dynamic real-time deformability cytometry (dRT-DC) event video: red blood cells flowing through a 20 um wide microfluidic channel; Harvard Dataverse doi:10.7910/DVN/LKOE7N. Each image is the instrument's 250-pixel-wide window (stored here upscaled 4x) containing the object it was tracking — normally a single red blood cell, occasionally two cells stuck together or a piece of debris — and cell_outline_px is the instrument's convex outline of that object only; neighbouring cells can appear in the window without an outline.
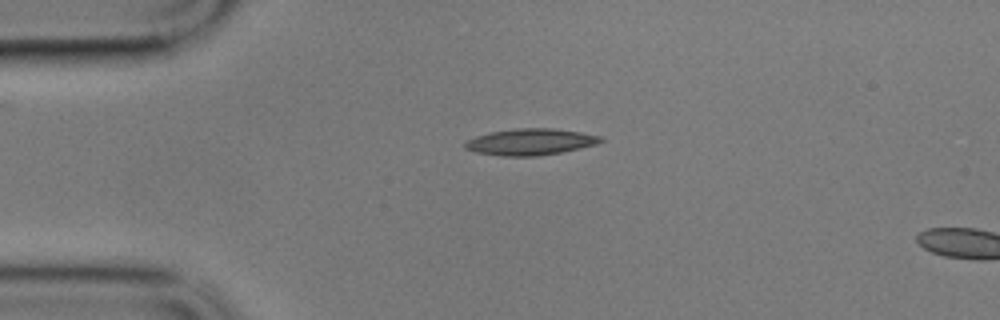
{"species": "common noctule bat (a hibernating species)", "species_latin": "Nyctalus noctula", "temperature_condition": "cold", "stored_images_in_passage": 4, "camera_frame_rate_fps": 3000, "um_per_image_px": 0.085, "animal": {"sex": "male", "body_mass_g": 17.9}, "frame": {"image": 1, "passage_image": 1, "time_ms": 0.0, "image_size_px": [1000, 320], "cell_outline_px": [[604, 140], [596, 144], [580, 148], [560, 152], [536, 156], [500, 156], [476, 152], [464, 148], [464, 144], [468, 140], [476, 136], [492, 132], [516, 128], [552, 128], [580, 132], [600, 136]], "centroid_in_image_um": [45.07, 12.06], "position_along_channel_um": 39.9, "area_um2": 20.69}}